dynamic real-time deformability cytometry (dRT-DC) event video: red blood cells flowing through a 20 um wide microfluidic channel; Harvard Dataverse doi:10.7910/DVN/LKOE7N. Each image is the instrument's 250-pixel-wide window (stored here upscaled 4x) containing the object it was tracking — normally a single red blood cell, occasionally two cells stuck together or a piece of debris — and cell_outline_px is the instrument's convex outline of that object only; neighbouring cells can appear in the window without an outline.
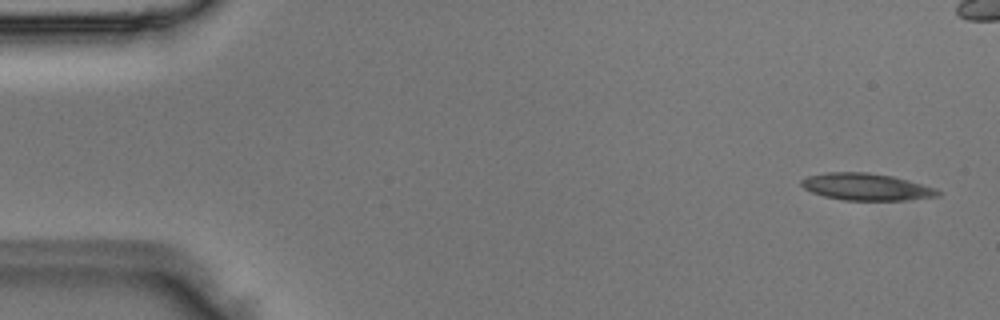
{"species": "Egyptian fruit bat (a non-hibernating species)", "species_latin": "Rousettus aegyptiacus", "temperature_condition": "room temperature", "stored_images_in_passage": 5, "camera_frame_rate_fps": 3000, "um_per_image_px": 0.085, "animal": {"sex": "male"}, "frame": {"image": 1, "passage_image": 1, "time_ms": 0.0, "image_size_px": [1000, 320], "cell_outline_px": [[944, 192], [940, 196], [904, 200], [844, 200], [824, 196], [812, 192], [804, 188], [800, 184], [800, 180], [808, 176], [824, 172], [868, 172], [892, 176], [908, 180], [936, 188]], "centroid_in_image_um": [73.65, 15.88], "position_along_channel_um": 11.3, "area_um2": 21.56}}